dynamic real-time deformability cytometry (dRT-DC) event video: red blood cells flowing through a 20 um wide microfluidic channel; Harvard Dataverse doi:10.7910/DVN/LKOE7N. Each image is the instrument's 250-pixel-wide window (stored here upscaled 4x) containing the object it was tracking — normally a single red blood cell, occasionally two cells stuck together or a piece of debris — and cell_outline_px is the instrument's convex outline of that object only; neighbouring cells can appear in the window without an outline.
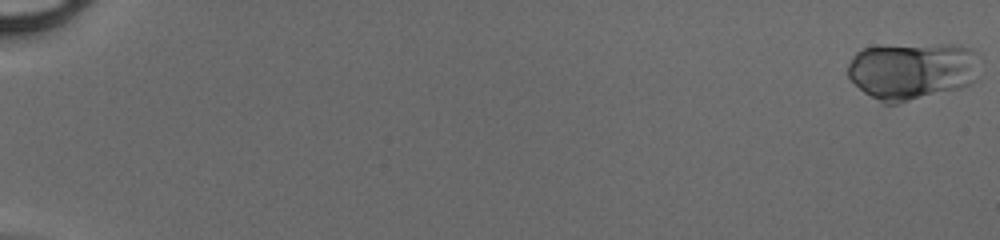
{"species": "human", "species_latin": "Homo sapiens", "temperature_condition": "cold", "stored_images_in_passage": 50, "camera_frame_rate_fps": 3000, "um_per_image_px": 0.085, "donor": {"sex": "male"}, "frame": {"image": 1, "passage_image": 1, "time_ms": 0.0, "image_size_px": [1000, 240], "cell_outline_px": [[980, 80], [972, 84], [960, 88], [896, 104], [884, 104], [864, 92], [848, 76], [848, 64], [852, 56], [856, 52], [864, 48], [944, 44], [948, 44], [972, 48], [980, 56]], "centroid_in_image_um": [77.63, 6.03], "position_along_channel_um": 7.4, "area_um2": 44.45}}
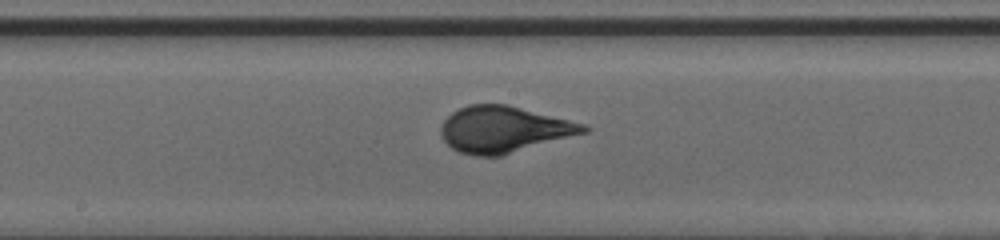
{"frame": {"image": 2, "passage_image": 29, "time_ms": 9.333, "image_size_px": [1000, 240], "cell_outline_px": [[592, 128], [588, 132], [500, 156], [476, 156], [460, 152], [452, 148], [440, 136], [440, 128], [444, 120], [452, 112], [468, 104], [508, 104], [584, 124]], "centroid_in_image_um": [42.82, 11.0], "position_along_channel_um": 205.4, "area_um2": 38.44}}
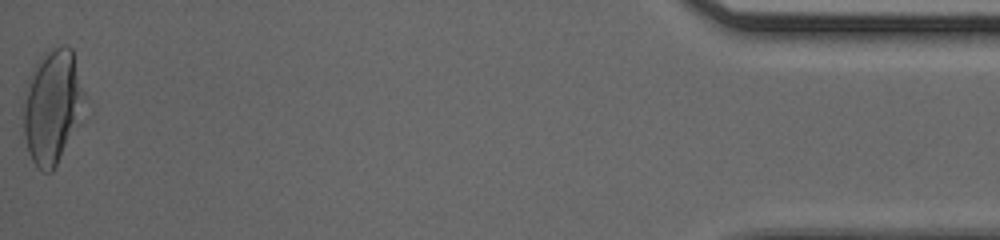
{"frame": {"image": 3, "passage_image": 50, "time_ms": 16.333, "image_size_px": [1000, 240], "cell_outline_px": [[84, 120], [52, 172], [44, 172], [36, 168], [28, 152], [24, 136], [24, 100], [28, 80], [36, 60], [48, 48], [60, 44], [64, 44], [72, 48], [84, 92]], "centroid_in_image_um": [4.48, 9.06], "position_along_channel_um": 430.7, "area_um2": 41.62}}